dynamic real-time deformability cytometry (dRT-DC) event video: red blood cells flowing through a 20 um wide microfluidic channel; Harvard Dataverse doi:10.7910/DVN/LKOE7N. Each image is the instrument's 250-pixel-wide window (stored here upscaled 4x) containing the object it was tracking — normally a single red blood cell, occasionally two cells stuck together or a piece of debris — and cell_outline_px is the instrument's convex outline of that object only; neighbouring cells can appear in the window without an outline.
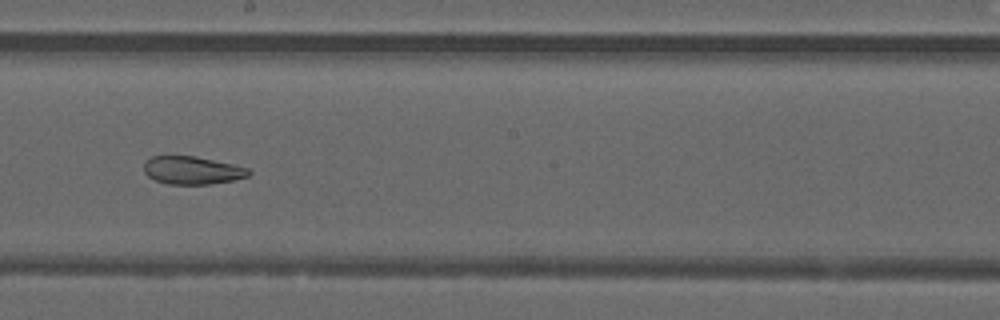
{"species": "common noctule bat (a hibernating species)", "species_latin": "Nyctalus noctula", "temperature_condition": "warm", "stored_images_in_passage": 37, "camera_frame_rate_fps": 3000, "um_per_image_px": 0.085, "animal": {"sex": "male", "forearm_length_mm": 52.5}, "frame": {"image": 1, "passage_image": 16, "time_ms": 5.0, "image_size_px": [1000, 320], "cell_outline_px": [[252, 172], [248, 176], [232, 180], [208, 184], [168, 184], [156, 180], [148, 176], [144, 172], [144, 164], [152, 156], [196, 156], [232, 164], [248, 168]], "centroid_in_image_um": [16.34, 14.47], "position_along_channel_um": 231.9, "area_um2": 16.88}, "authors_computed_cell_mechanics": {"area_um2": 20.6924, "velocity_mm_per_s": 4.2112, "shape_relaxation_time_tau1_ms": null, "shape_relaxation_time_tau2_ms": 2.0836, "deformation_change_tau1": null, "deformation_change_tau2": 0.0976}}